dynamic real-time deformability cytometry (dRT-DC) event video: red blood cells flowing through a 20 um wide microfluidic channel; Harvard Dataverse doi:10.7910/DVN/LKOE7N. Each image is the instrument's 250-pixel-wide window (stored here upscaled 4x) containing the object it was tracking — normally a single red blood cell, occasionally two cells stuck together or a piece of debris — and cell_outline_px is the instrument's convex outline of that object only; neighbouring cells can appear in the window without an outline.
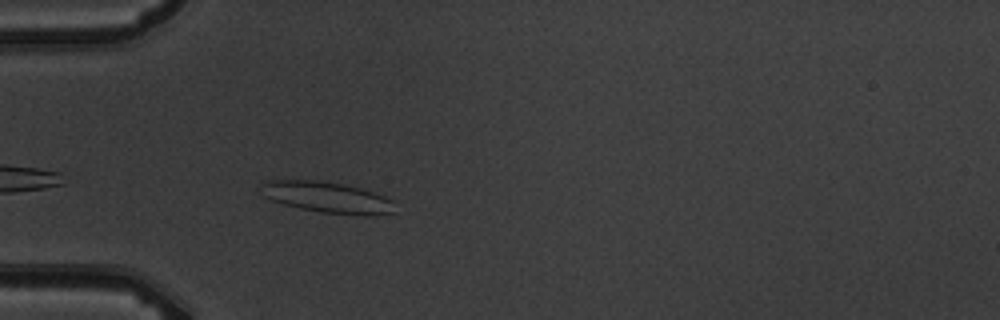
{"species": "common noctule bat (a hibernating species)", "species_latin": "Nyctalus noctula", "temperature_condition": "warm", "stored_images_in_passage": 4, "camera_frame_rate_fps": 3000, "um_per_image_px": 0.085, "animal": {"sex": "male", "body_mass_g": 19.5, "forearm_length_mm": 54.6}, "frame": {"image": 1, "passage_image": 4, "time_ms": 3.333, "image_size_px": [1000, 320], "cell_outline_px": [[396, 212], [368, 216], [364, 216], [320, 212], [300, 208], [284, 204], [272, 200], [264, 196], [260, 184], [264, 180], [316, 180], [344, 184], [360, 188], [384, 196], [392, 200]], "centroid_in_image_um": [27.81, 16.77], "position_along_channel_um": 57.2, "area_um2": 24.28}}